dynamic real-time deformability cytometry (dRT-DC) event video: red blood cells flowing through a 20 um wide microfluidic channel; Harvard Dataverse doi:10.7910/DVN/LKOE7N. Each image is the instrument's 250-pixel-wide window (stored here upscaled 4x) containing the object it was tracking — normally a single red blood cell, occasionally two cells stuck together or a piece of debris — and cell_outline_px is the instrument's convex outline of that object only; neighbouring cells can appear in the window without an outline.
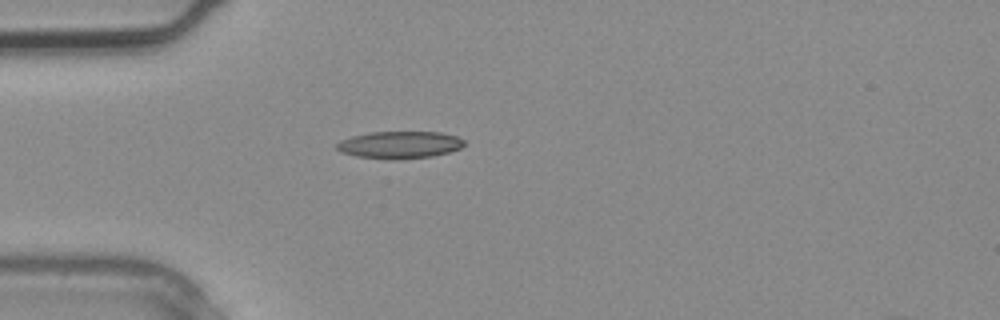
{"species": "common noctule bat (a hibernating species)", "species_latin": "Nyctalus noctula", "temperature_condition": "warm", "stored_images_in_passage": 2, "camera_frame_rate_fps": 3000, "um_per_image_px": 0.085, "animal": {"sex": "male", "body_mass_g": 20.4}, "frame": {"image": 1, "passage_image": 1, "time_ms": 0.0, "image_size_px": [1000, 320], "cell_outline_px": [[464, 144], [460, 148], [448, 152], [432, 156], [400, 160], [392, 160], [356, 156], [340, 152], [336, 148], [336, 144], [340, 140], [352, 136], [372, 132], [440, 132], [456, 136], [464, 140]], "centroid_in_image_um": [33.94, 12.32], "position_along_channel_um": 51.1, "area_um2": 20.29}}